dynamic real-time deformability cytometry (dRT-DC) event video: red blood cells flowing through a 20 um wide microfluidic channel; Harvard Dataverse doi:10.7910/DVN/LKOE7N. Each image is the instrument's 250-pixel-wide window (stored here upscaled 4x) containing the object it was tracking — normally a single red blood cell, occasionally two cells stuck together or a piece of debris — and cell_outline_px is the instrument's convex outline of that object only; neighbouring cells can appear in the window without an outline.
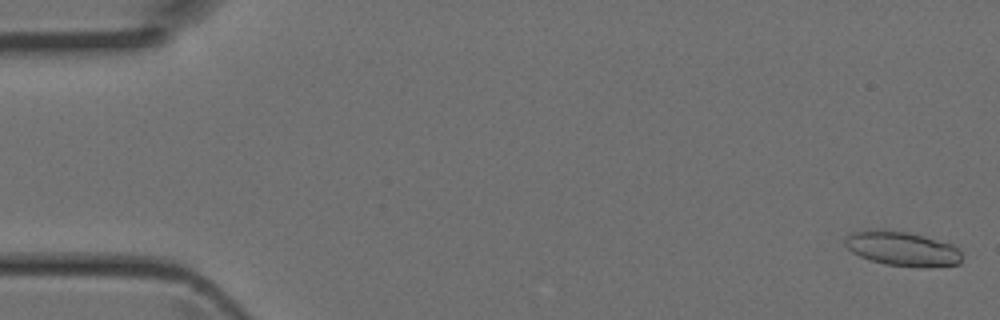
{"species": "Egyptian fruit bat (a non-hibernating species)", "species_latin": "Rousettus aegyptiacus", "temperature_condition": "room temperature", "stored_images_in_passage": 8, "camera_frame_rate_fps": 3000, "um_per_image_px": 0.085, "animal": {"sex": "female"}, "frame": {"image": 1, "passage_image": 1, "time_ms": 0.0, "image_size_px": [1000, 320], "cell_outline_px": [[960, 264], [928, 268], [924, 268], [884, 264], [860, 256], [852, 252], [844, 244], [844, 240], [852, 232], [908, 232], [924, 236], [952, 244], [960, 252]], "centroid_in_image_um": [76.75, 21.19], "position_along_channel_um": 8.2, "area_um2": 22.77}}